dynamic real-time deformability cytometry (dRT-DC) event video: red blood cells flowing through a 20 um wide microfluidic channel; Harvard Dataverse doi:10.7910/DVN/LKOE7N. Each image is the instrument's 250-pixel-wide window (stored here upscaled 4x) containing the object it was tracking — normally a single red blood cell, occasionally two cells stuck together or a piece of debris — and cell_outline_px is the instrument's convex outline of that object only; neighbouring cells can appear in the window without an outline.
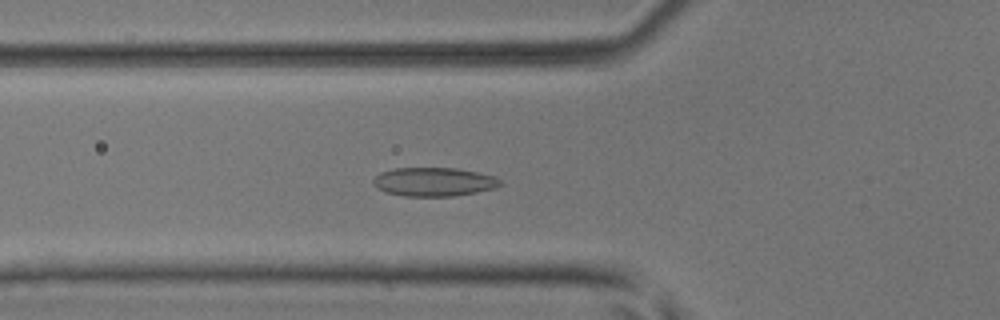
{"species": "common noctule bat (a hibernating species)", "species_latin": "Nyctalus noctula", "temperature_condition": "room temperature", "stored_images_in_passage": 40, "camera_frame_rate_fps": 3000, "um_per_image_px": 0.085, "animal": {"sex": "male", "body_mass_g": 17.9, "forearm_length_mm": 54.2}, "frame": {"image": 1, "passage_image": 8, "time_ms": 2.333, "image_size_px": [1000, 320], "cell_outline_px": [[504, 184], [496, 188], [456, 196], [404, 196], [388, 192], [376, 188], [372, 184], [372, 180], [380, 172], [396, 168], [456, 168], [496, 176], [504, 180]], "centroid_in_image_um": [36.93, 15.46], "position_along_channel_um": 88.9, "area_um2": 21.5}}
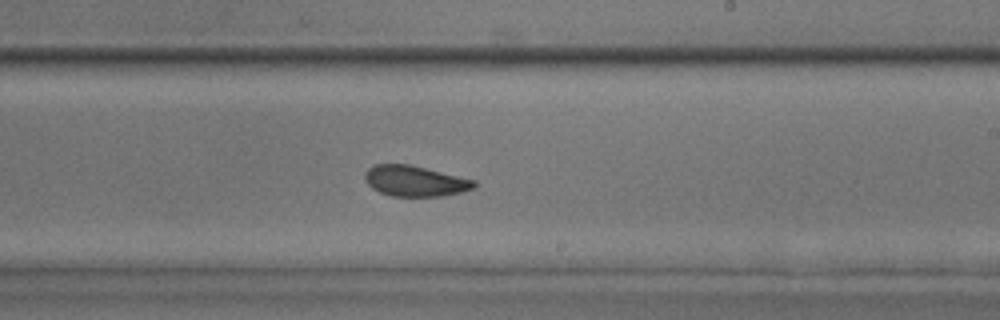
{"frame": {"image": 2, "passage_image": 20, "time_ms": 6.333, "image_size_px": [1000, 320], "cell_outline_px": [[476, 188], [444, 196], [392, 196], [380, 192], [372, 188], [364, 180], [364, 172], [372, 164], [408, 164], [476, 180]], "centroid_in_image_um": [35.26, 15.38], "position_along_channel_um": 253.7, "area_um2": 19.59}}
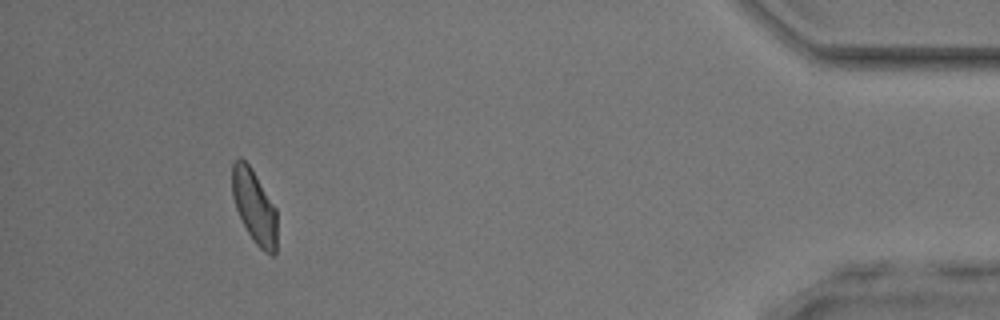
{"frame": {"image": 3, "passage_image": 36, "time_ms": 11.667, "image_size_px": [1000, 320], "cell_outline_px": [[276, 252], [272, 256], [264, 252], [256, 244], [248, 232], [236, 208], [232, 196], [232, 164], [240, 156], [252, 168], [276, 208]], "centroid_in_image_um": [21.62, 17.54], "position_along_channel_um": 413.6, "area_um2": 19.13}, "authors_computed_cell_mechanics": {"area_um2": 19.7965, "velocity_mm_per_s": 4.1305, "shape_relaxation_time_tau1_ms": 4.0875, "shape_relaxation_time_tau2_ms": 1.9569, "deformation_change_tau1": 0.0994, "deformation_change_tau2": 0.0769}}